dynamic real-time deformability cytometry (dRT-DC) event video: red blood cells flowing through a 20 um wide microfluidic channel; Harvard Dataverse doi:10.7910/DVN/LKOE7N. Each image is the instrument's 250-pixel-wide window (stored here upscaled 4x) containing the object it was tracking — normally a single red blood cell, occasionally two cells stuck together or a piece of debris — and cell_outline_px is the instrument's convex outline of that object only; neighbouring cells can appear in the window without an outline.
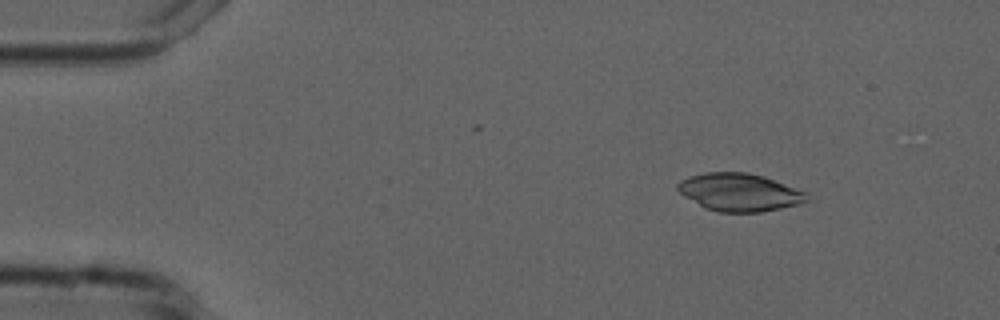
{"species": "common noctule bat (a hibernating species)", "species_latin": "Nyctalus noctula", "temperature_condition": "cold", "stored_images_in_passage": 4, "camera_frame_rate_fps": 3000, "um_per_image_px": 0.085, "animal": {"sex": "male", "forearm_length_mm": 52.5}, "frame": {"image": 1, "passage_image": 2, "time_ms": 1.0, "image_size_px": [1000, 320], "cell_outline_px": [[808, 200], [800, 204], [760, 212], [720, 212], [704, 208], [684, 196], [676, 188], [676, 184], [680, 180], [704, 172], [748, 172], [764, 176], [808, 192]], "centroid_in_image_um": [62.86, 16.34], "position_along_channel_um": 22.1, "area_um2": 28.55}}